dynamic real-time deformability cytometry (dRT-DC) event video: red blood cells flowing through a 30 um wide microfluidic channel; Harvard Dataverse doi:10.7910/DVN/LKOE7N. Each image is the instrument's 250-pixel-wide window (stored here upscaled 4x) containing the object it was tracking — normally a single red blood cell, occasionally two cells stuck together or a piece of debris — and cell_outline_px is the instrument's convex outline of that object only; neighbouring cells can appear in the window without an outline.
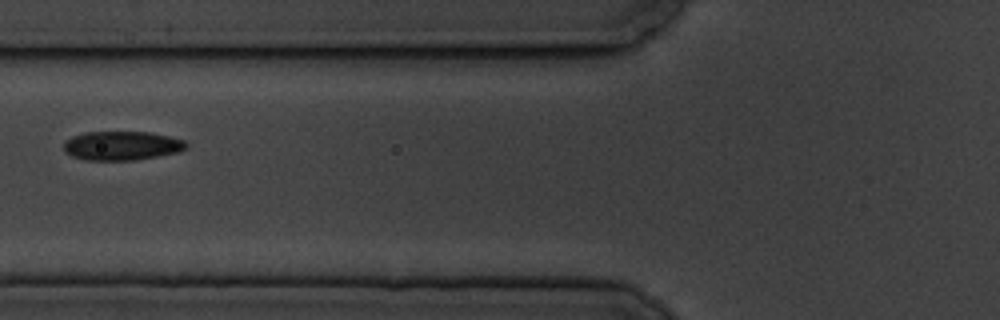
{"species": "common noctule bat (a hibernating species)", "species_latin": "Nyctalus noctula", "temperature_condition": "cold", "stored_images_in_passage": 7, "camera_frame_rate_fps": 3000, "um_per_image_px": 0.085, "animal": {"sex": "male", "body_mass_g": 19.5, "forearm_length_mm": 54.6}, "frame": {"image": 1, "passage_image": 7, "time_ms": 6.667, "image_size_px": [1000, 320], "cell_outline_px": [[188, 148], [180, 152], [136, 160], [84, 160], [72, 156], [64, 152], [64, 140], [72, 136], [84, 132], [148, 132], [168, 136], [184, 140], [188, 144]], "centroid_in_image_um": [10.35, 12.39], "position_along_channel_um": 115.5, "area_um2": 20.92}}